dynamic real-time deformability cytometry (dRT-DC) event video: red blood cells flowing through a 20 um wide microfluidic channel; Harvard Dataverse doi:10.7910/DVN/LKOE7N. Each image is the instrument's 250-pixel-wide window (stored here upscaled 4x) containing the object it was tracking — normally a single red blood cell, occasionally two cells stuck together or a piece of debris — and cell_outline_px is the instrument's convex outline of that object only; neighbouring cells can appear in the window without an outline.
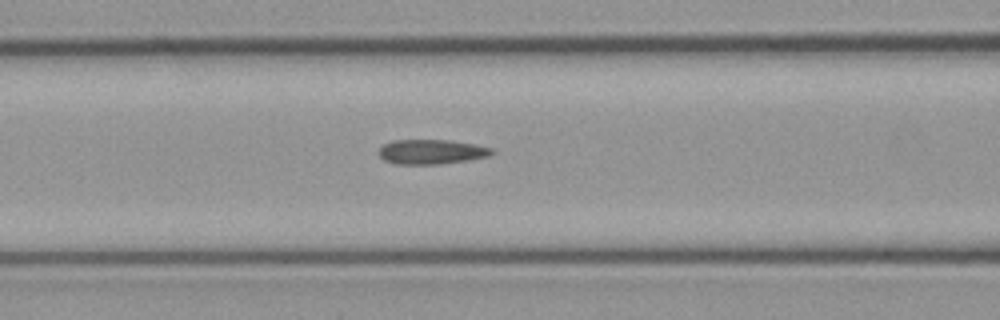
{"species": "common noctule bat (a hibernating species)", "species_latin": "Nyctalus noctula", "temperature_condition": "cold", "stored_images_in_passage": 3, "camera_frame_rate_fps": 3000, "um_per_image_px": 0.085, "animal": {"sex": "male", "body_mass_g": 23.1, "forearm_length_mm": 52.7}, "frame": {"image": 1, "passage_image": 3, "time_ms": 0.667, "image_size_px": [1000, 320], "cell_outline_px": [[496, 152], [488, 156], [468, 160], [440, 164], [396, 164], [384, 160], [376, 152], [384, 144], [392, 140], [452, 140], [476, 144], [492, 148]], "centroid_in_image_um": [36.67, 12.9], "position_along_channel_um": 129.9, "area_um2": 16.42}}